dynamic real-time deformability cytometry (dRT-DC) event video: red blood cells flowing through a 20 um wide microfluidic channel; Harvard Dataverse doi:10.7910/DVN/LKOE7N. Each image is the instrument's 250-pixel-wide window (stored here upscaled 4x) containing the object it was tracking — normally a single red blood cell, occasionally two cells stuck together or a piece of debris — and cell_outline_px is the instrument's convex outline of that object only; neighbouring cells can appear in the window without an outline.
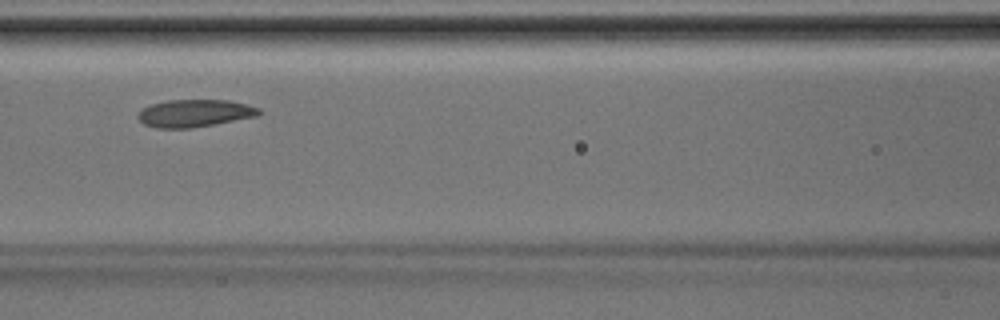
{"species": "Egyptian fruit bat (a non-hibernating species)", "species_latin": "Rousettus aegyptiacus", "temperature_condition": "room temperature", "stored_images_in_passage": 7, "camera_frame_rate_fps": 3000, "um_per_image_px": 0.085, "animal": {"sex": "male"}, "frame": {"image": 1, "passage_image": 6, "time_ms": 1.667, "image_size_px": [1000, 320], "cell_outline_px": [[260, 112], [256, 116], [216, 124], [192, 128], [156, 128], [144, 124], [136, 116], [144, 108], [152, 104], [168, 100], [228, 100], [260, 108]], "centroid_in_image_um": [16.53, 9.63], "position_along_channel_um": 150.1, "area_um2": 19.19}}
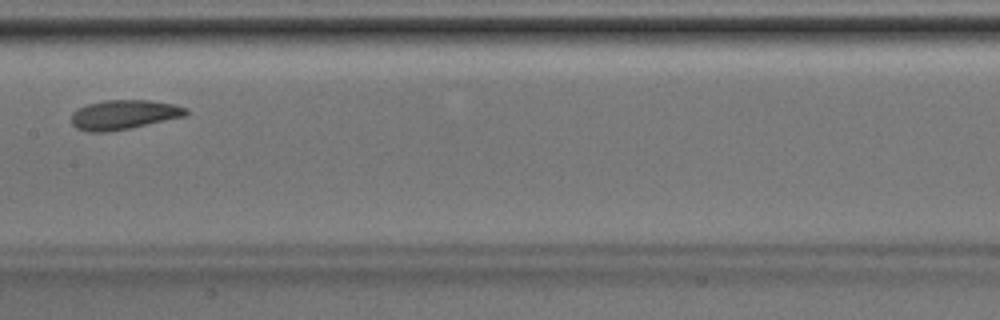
{"frame": {"image": 2, "passage_image": 7, "time_ms": 2.0, "image_size_px": [1000, 320], "cell_outline_px": [[188, 112], [184, 116], [128, 128], [108, 132], [88, 132], [76, 128], [72, 124], [72, 112], [88, 104], [104, 100], [148, 100], [176, 104], [188, 108]], "centroid_in_image_um": [10.52, 9.74], "position_along_channel_um": 196.9, "area_um2": 19.54}}